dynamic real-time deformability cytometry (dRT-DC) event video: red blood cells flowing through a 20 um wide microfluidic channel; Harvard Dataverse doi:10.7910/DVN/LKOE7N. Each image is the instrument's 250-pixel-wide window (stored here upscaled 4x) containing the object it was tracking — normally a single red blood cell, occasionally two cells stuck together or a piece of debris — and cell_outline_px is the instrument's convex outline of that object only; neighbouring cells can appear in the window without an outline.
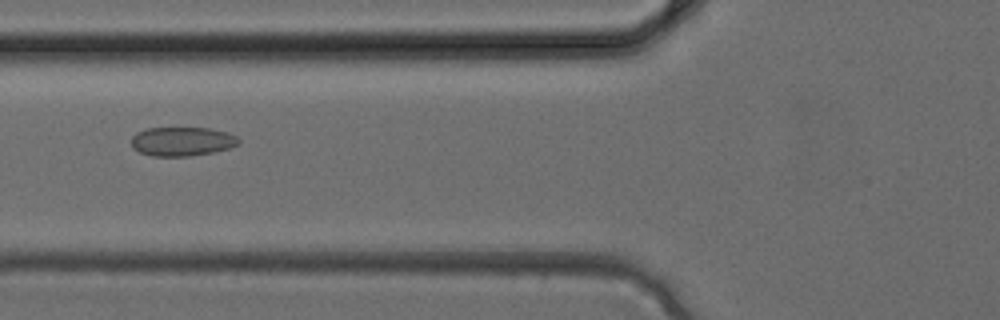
{"species": "common noctule bat (a hibernating species)", "species_latin": "Nyctalus noctula", "temperature_condition": "cold", "stored_images_in_passage": 4, "camera_frame_rate_fps": 3000, "um_per_image_px": 0.085, "animal": {"sex": "female", "body_mass_g": 24.6, "forearm_length_mm": 56.2}, "frame": {"image": 1, "passage_image": 4, "time_ms": 1.0, "image_size_px": [1000, 320], "cell_outline_px": [[240, 144], [228, 148], [212, 152], [188, 156], [152, 156], [140, 152], [132, 148], [132, 136], [136, 132], [148, 128], [208, 128], [228, 132], [236, 136], [240, 140]], "centroid_in_image_um": [15.47, 12.02], "position_along_channel_um": 110.3, "area_um2": 18.15}}